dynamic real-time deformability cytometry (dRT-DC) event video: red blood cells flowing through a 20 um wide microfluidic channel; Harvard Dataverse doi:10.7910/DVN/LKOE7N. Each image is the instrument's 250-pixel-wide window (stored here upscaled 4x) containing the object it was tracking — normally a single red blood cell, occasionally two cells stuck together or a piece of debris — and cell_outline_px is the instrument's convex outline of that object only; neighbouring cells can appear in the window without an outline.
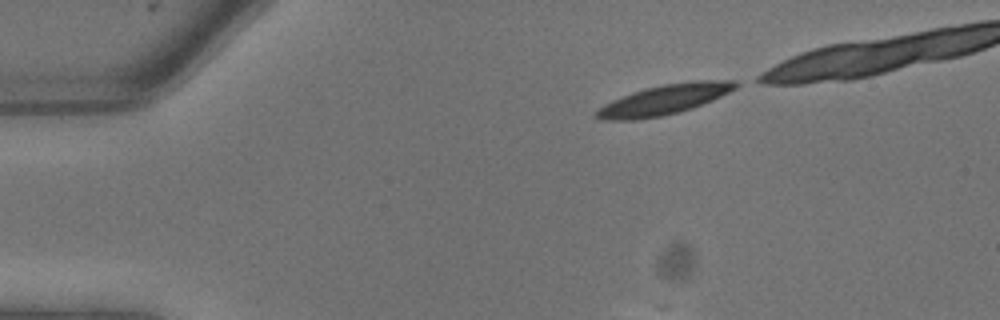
{"species": "common noctule bat (a hibernating species)", "species_latin": "Nyctalus noctula", "temperature_condition": "warm", "stored_images_in_passage": 7, "camera_frame_rate_fps": 3000, "um_per_image_px": 0.085, "animal": {"sex": "male", "body_mass_g": 13.3}, "frame": {"image": 1, "passage_image": 1, "time_ms": 0.0, "image_size_px": [1000, 320], "cell_outline_px": [[740, 84], [736, 88], [712, 100], [692, 108], [680, 112], [660, 116], [636, 120], [600, 120], [592, 116], [604, 104], [612, 100], [644, 88], [664, 84], [696, 80], [736, 80]], "centroid_in_image_um": [56.45, 8.47], "position_along_channel_um": 28.5, "area_um2": 24.28}}
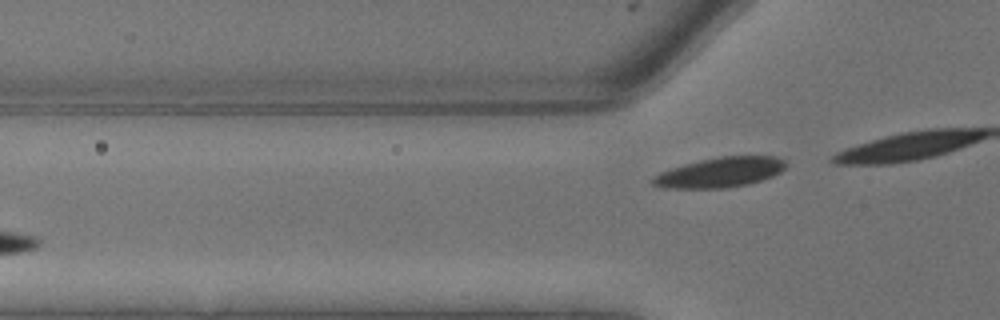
{"frame": {"image": 2, "passage_image": 7, "time_ms": 2.0, "image_size_px": [1000, 320], "cell_outline_px": [[784, 168], [780, 172], [772, 176], [748, 184], [724, 188], [660, 188], [652, 184], [652, 176], [660, 172], [684, 164], [700, 160], [724, 156], [772, 156], [784, 160]], "centroid_in_image_um": [61.15, 14.66], "position_along_channel_um": 64.6, "area_um2": 23.0}}